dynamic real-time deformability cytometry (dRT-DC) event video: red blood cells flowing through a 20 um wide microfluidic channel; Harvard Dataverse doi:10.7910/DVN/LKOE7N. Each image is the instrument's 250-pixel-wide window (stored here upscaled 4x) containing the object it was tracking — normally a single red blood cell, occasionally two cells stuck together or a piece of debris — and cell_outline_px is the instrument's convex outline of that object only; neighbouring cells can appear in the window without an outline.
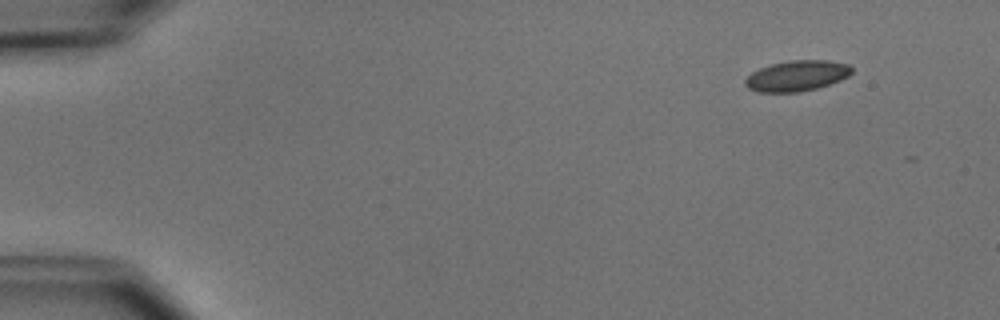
{"species": "common noctule bat (a hibernating species)", "species_latin": "Nyctalus noctula", "temperature_condition": "cold", "stored_images_in_passage": 4, "camera_frame_rate_fps": 3000, "um_per_image_px": 0.085, "animal": {"sex": "male", "body_mass_g": 15.6}, "frame": {"image": 1, "passage_image": 1, "time_ms": 0.0, "image_size_px": [1000, 320], "cell_outline_px": [[852, 72], [848, 76], [840, 80], [816, 88], [800, 92], [760, 92], [748, 88], [744, 84], [744, 80], [752, 72], [760, 68], [772, 64], [788, 60], [828, 60], [848, 64], [852, 68]], "centroid_in_image_um": [67.72, 6.44], "position_along_channel_um": 17.3, "area_um2": 18.96}}
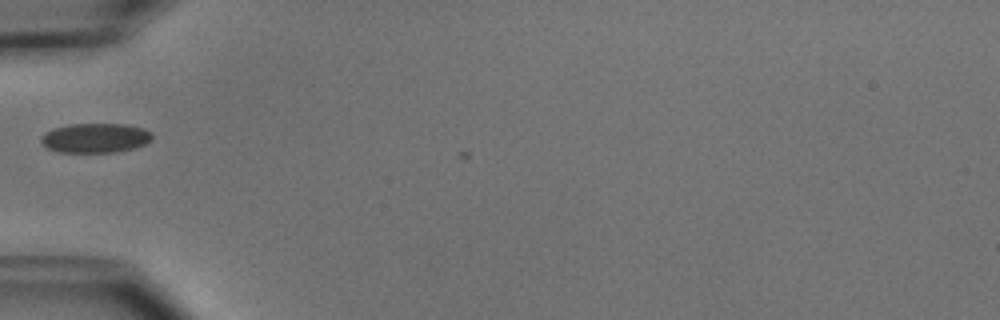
{"frame": {"image": 2, "passage_image": 4, "time_ms": 4.333, "image_size_px": [1000, 320], "cell_outline_px": [[152, 140], [144, 144], [132, 148], [112, 152], [60, 152], [48, 148], [40, 140], [40, 136], [44, 132], [52, 128], [68, 124], [124, 124], [144, 128], [152, 132]], "centroid_in_image_um": [8.08, 11.71], "position_along_channel_um": 76.9, "area_um2": 19.13}}